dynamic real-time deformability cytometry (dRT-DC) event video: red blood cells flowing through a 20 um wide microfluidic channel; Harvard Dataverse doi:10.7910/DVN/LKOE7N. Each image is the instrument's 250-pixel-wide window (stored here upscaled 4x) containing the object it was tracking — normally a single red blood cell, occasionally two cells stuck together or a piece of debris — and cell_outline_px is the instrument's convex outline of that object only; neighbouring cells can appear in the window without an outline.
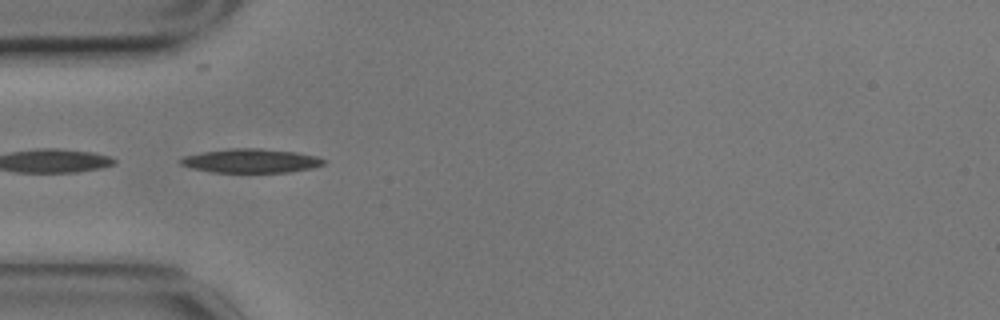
{"species": "common noctule bat (a hibernating species)", "species_latin": "Nyctalus noctula", "temperature_condition": "cold", "stored_images_in_passage": 15, "camera_frame_rate_fps": 3000, "um_per_image_px": 0.085, "animal": {"sex": "male", "body_mass_g": 17.9}, "frame": {"image": 1, "passage_image": 1, "time_ms": 0.0, "image_size_px": [1000, 320], "cell_outline_px": [[324, 164], [312, 168], [288, 172], [212, 172], [192, 168], [180, 164], [180, 160], [184, 156], [204, 152], [228, 148], [260, 148], [296, 152], [316, 156], [324, 160]], "centroid_in_image_um": [21.33, 13.66], "position_along_channel_um": 63.7, "area_um2": 19.83}}